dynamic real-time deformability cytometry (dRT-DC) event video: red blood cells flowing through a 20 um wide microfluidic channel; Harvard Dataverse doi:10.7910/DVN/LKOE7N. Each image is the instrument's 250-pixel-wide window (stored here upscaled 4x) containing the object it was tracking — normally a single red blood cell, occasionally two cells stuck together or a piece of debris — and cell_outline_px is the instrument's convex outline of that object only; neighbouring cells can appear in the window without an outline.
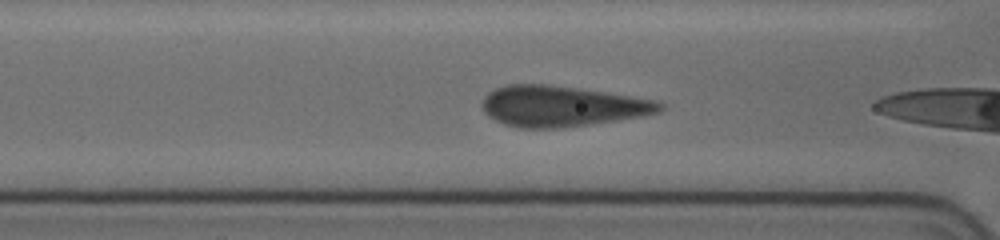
{"species": "human", "species_latin": "Homo sapiens", "temperature_condition": "cold", "stored_images_in_passage": 42, "camera_frame_rate_fps": 3000, "um_per_image_px": 0.085, "donor": {"sex": "female"}, "frame": {"image": 1, "passage_image": 3, "time_ms": 0.667, "image_size_px": [1000, 240], "cell_outline_px": [[664, 108], [660, 112], [640, 116], [588, 124], [560, 128], [520, 128], [504, 124], [488, 116], [484, 112], [484, 96], [488, 92], [496, 88], [508, 84], [548, 84], [604, 92], [656, 100], [664, 104]], "centroid_in_image_um": [47.73, 9.02], "position_along_channel_um": 118.9, "area_um2": 41.73}}
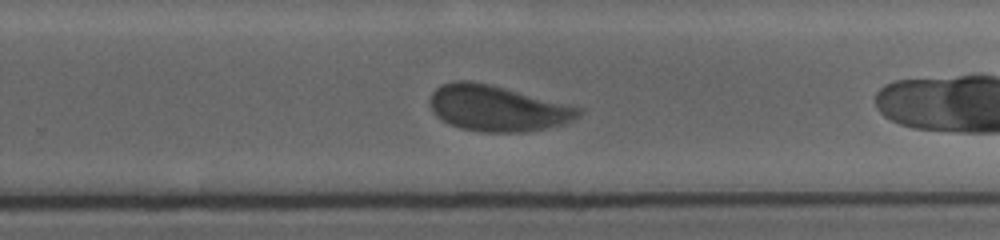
{"frame": {"image": 2, "passage_image": 17, "time_ms": 5.333, "image_size_px": [1000, 240], "cell_outline_px": [[584, 108], [580, 116], [564, 124], [524, 132], [480, 132], [460, 128], [436, 116], [428, 100], [432, 92], [440, 84], [452, 80], [472, 80]], "centroid_in_image_um": [42.26, 9.2], "position_along_channel_um": 287.5, "area_um2": 39.65}}
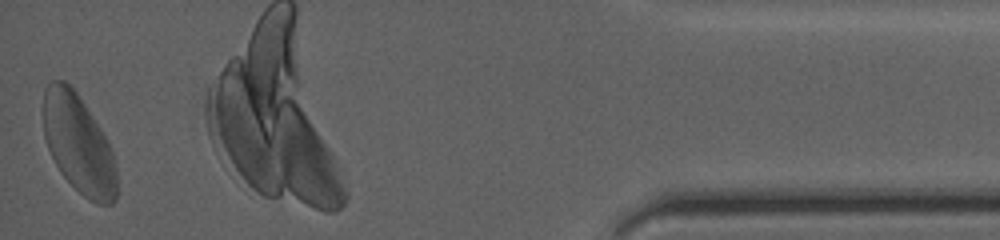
{"frame": {"image": 3, "passage_image": 42, "time_ms": 11.0, "image_size_px": [1000, 240], "cell_outline_px": [[116, 200], [112, 204], [96, 204], [88, 200], [60, 172], [48, 148], [44, 136], [44, 88], [52, 80], [64, 80], [76, 92], [100, 128], [112, 152], [116, 168]], "centroid_in_image_um": [6.67, 12.26], "position_along_channel_um": 428.5, "area_um2": 41.62}, "authors_computed_cell_mechanics": {"area_um2": 40.3733, "velocity_mm_per_s": 3.6178, "shape_relaxation_time_tau1_ms": 6.0401, "shape_relaxation_time_tau2_ms": null, "deformation_change_tau1": 0.1305, "deformation_change_tau2": null}}